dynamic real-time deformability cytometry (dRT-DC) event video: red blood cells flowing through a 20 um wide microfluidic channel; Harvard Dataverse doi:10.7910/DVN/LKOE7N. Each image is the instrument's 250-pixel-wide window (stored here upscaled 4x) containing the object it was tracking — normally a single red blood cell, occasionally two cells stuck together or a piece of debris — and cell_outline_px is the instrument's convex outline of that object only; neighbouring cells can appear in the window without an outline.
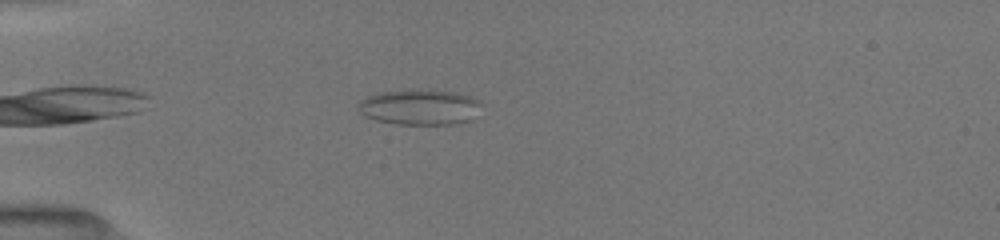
{"species": "common noctule bat (a hibernating species)", "species_latin": "Nyctalus noctula", "temperature_condition": "room temperature", "stored_images_in_passage": 45, "camera_frame_rate_fps": 3000, "um_per_image_px": 0.085, "animal": {"sex": "female", "body_mass_g": 19.5, "forearm_length_mm": 54.1}, "frame": {"image": 1, "passage_image": 14, "time_ms": 2.0, "image_size_px": [1000, 240], "cell_outline_px": [[472, 104], [464, 120], [452, 124], [396, 124], [380, 120], [368, 116], [364, 112], [360, 104], [364, 100], [372, 96], [384, 92], [412, 88], [428, 88], [460, 96], [468, 100]], "centroid_in_image_um": [35.45, 9.09], "position_along_channel_um": 49.6, "area_um2": 22.95}}
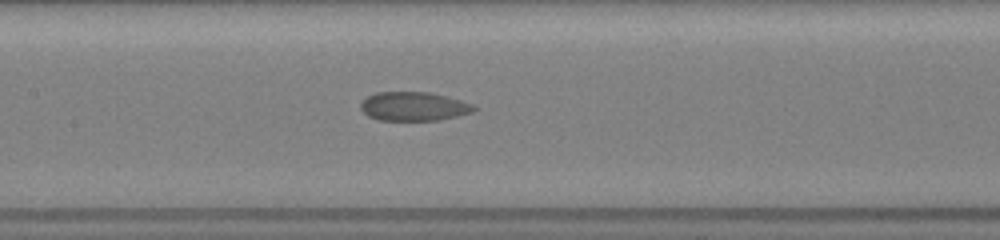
{"frame": {"image": 2, "passage_image": 29, "time_ms": 5.667, "image_size_px": [1000, 240], "cell_outline_px": [[476, 108], [468, 112], [440, 120], [380, 120], [368, 116], [360, 108], [360, 104], [368, 96], [376, 92], [428, 92], [444, 96], [472, 104]], "centroid_in_image_um": [35.09, 9.04], "position_along_channel_um": 172.3, "area_um2": 18.61}}
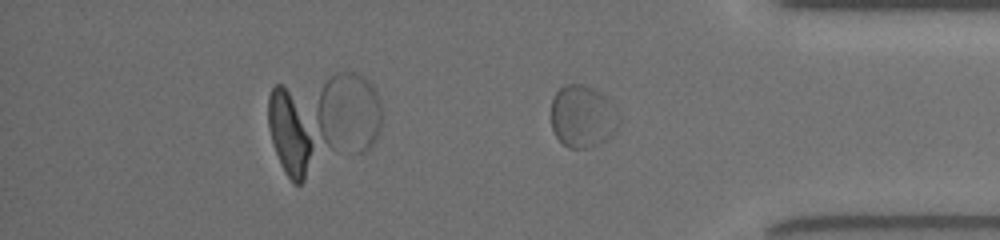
{"frame": {"image": 3, "passage_image": 45, "time_ms": 11.333, "image_size_px": [1000, 240], "cell_outline_px": [[616, 128], [604, 140], [588, 148], [568, 148], [556, 136], [552, 128], [552, 100], [556, 92], [564, 84], [580, 84], [604, 96]], "centroid_in_image_um": [49.36, 9.92], "position_along_channel_um": 385.8, "area_um2": 22.89}}